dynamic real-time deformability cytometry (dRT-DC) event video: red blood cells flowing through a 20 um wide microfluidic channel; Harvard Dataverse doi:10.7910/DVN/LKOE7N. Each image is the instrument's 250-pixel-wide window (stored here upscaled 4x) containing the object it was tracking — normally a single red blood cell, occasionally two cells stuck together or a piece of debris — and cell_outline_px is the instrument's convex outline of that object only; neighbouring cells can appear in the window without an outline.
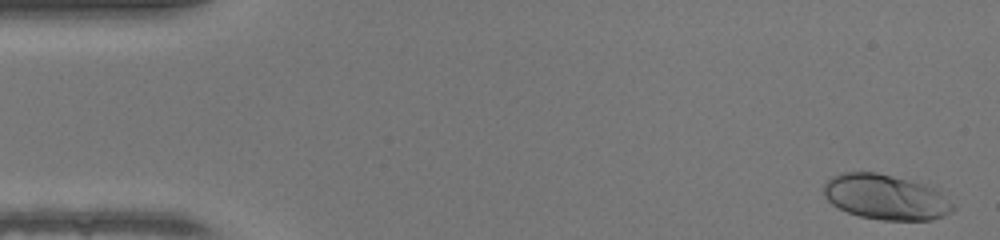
{"species": "human", "species_latin": "Homo sapiens", "temperature_condition": "warm", "stored_images_in_passage": 49, "camera_frame_rate_fps": 3000, "um_per_image_px": 0.085, "donor": {"sex": "female"}, "frame": {"image": 1, "passage_image": 2, "time_ms": 0.333, "image_size_px": [1000, 240], "cell_outline_px": [[956, 208], [952, 212], [932, 220], [880, 220], [860, 216], [848, 212], [832, 204], [824, 196], [824, 184], [832, 176], [840, 172], [876, 172], [924, 184], [932, 188], [956, 204]], "centroid_in_image_um": [75.29, 16.76], "position_along_channel_um": 9.7, "area_um2": 33.93}}
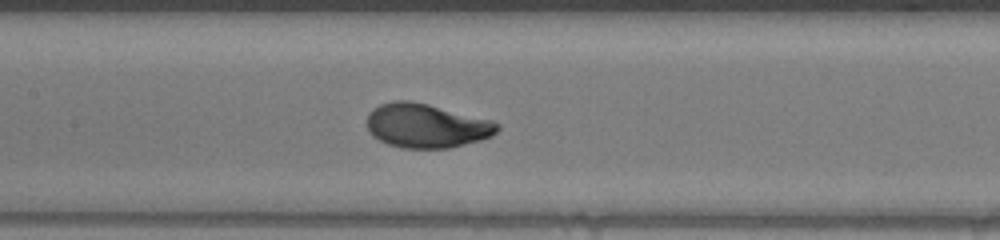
{"frame": {"image": 2, "passage_image": 23, "time_ms": 7.333, "image_size_px": [1000, 240], "cell_outline_px": [[500, 128], [492, 136], [480, 140], [448, 148], [400, 148], [388, 144], [372, 136], [368, 132], [368, 112], [372, 108], [380, 104], [392, 100], [408, 100], [428, 104], [492, 120], [500, 124]], "centroid_in_image_um": [36.23, 10.68], "position_along_channel_um": 171.2, "area_um2": 33.64}}
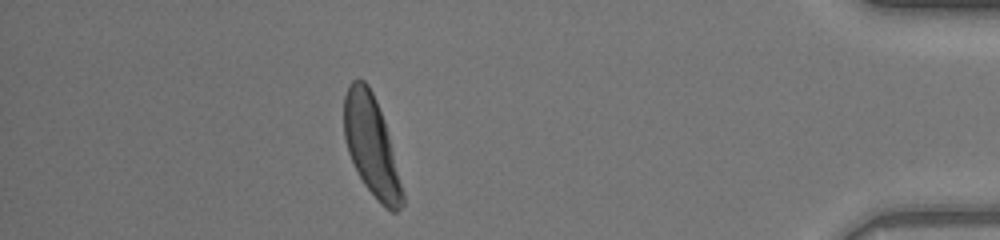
{"frame": {"image": 3, "passage_image": 43, "time_ms": 14.0, "image_size_px": [1000, 240], "cell_outline_px": [[404, 204], [396, 212], [392, 212], [384, 208], [380, 204], [364, 184], [348, 152], [344, 136], [344, 96], [348, 84], [352, 80], [364, 80], [368, 84], [376, 100], [384, 120], [404, 196]], "centroid_in_image_um": [31.55, 12.39], "position_along_channel_um": 403.6, "area_um2": 33.47}, "authors_computed_cell_mechanics": {"area_um2": 32.946, "velocity_mm_per_s": 4.267, "shape_relaxation_time_tau1_ms": 2.2252, "shape_relaxation_time_tau2_ms": null, "deformation_change_tau1": 0.1713, "deformation_change_tau2": null}}